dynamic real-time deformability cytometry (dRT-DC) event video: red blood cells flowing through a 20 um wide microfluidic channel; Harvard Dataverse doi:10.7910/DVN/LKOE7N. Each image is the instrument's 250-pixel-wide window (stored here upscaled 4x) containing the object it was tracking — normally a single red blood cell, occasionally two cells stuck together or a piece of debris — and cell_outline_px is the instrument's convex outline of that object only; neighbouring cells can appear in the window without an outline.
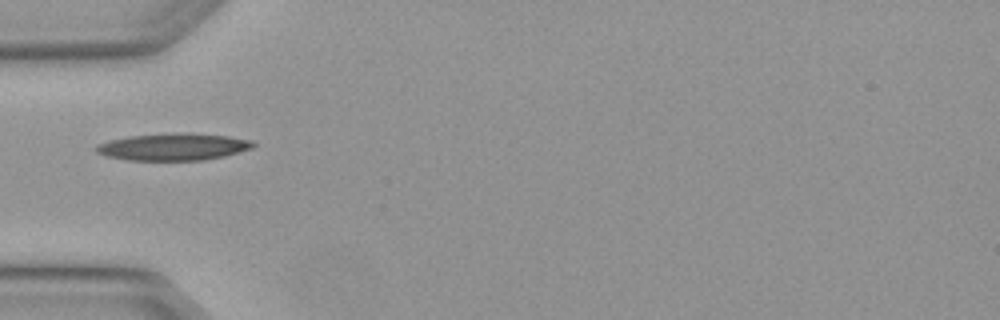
{"species": "Egyptian fruit bat (a non-hibernating species)", "species_latin": "Rousettus aegyptiacus", "temperature_condition": "warm", "stored_images_in_passage": 2, "camera_frame_rate_fps": 3000, "um_per_image_px": 0.085, "animal": {"sex": "female"}, "frame": {"image": 1, "passage_image": 1, "time_ms": 0.0, "image_size_px": [1000, 320], "cell_outline_px": [[256, 144], [252, 148], [224, 156], [204, 160], [128, 160], [108, 156], [96, 152], [96, 144], [128, 136], [184, 132], [228, 136], [252, 140]], "centroid_in_image_um": [14.76, 12.47], "position_along_channel_um": 70.2, "area_um2": 24.62}}
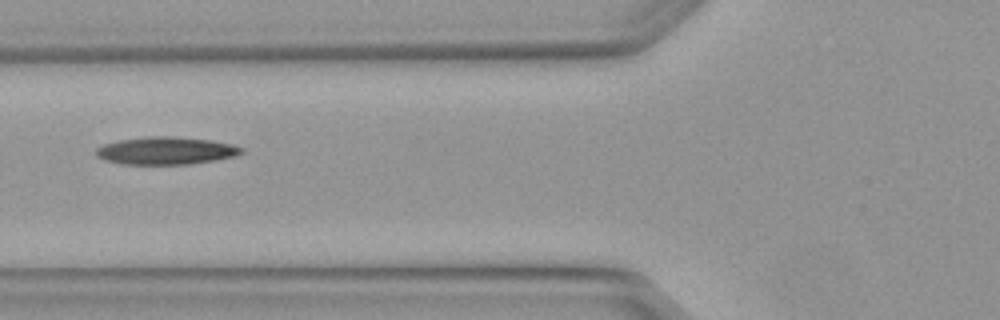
{"frame": {"image": 2, "passage_image": 2, "time_ms": 0.333, "image_size_px": [1000, 320], "cell_outline_px": [[244, 152], [236, 156], [216, 160], [192, 164], [120, 164], [104, 160], [96, 156], [96, 148], [104, 144], [120, 140], [148, 136], [168, 136], [208, 140], [232, 144], [244, 148]], "centroid_in_image_um": [14.11, 12.82], "position_along_channel_um": 111.7, "area_um2": 23.41}}